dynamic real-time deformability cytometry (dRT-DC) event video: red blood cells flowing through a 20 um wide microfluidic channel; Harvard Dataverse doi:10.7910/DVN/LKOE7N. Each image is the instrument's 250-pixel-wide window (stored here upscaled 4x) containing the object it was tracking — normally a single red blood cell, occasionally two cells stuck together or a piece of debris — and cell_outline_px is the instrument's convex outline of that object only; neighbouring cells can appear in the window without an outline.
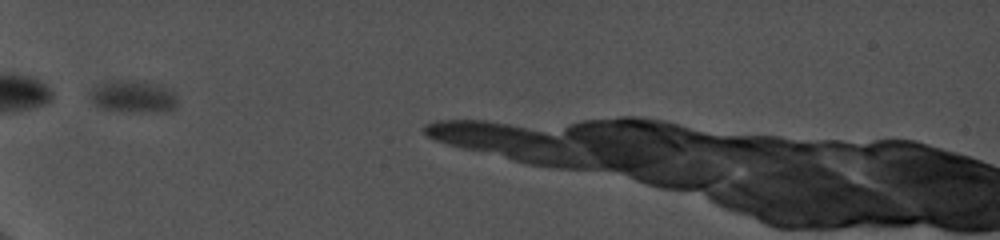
{"species": "common noctule bat (a hibernating species)", "species_latin": "Nyctalus noctula", "temperature_condition": "cold", "stored_images_in_passage": 27, "camera_frame_rate_fps": 5000, "um_per_image_px": 0.085, "animal": {"sex": "female", "body_mass_g": 19.0, "forearm_length_mm": 56.7}, "frame": {"image": 1, "passage_image": 1, "time_ms": 0.0, "image_size_px": [1000, 240], "cell_outline_px": [[176, 108], [172, 112], [132, 112], [100, 108], [92, 100], [92, 88], [96, 84], [108, 80], [136, 80], [164, 84], [176, 96]], "centroid_in_image_um": [11.38, 8.19], "position_along_channel_um": 73.6, "area_um2": 16.82}}